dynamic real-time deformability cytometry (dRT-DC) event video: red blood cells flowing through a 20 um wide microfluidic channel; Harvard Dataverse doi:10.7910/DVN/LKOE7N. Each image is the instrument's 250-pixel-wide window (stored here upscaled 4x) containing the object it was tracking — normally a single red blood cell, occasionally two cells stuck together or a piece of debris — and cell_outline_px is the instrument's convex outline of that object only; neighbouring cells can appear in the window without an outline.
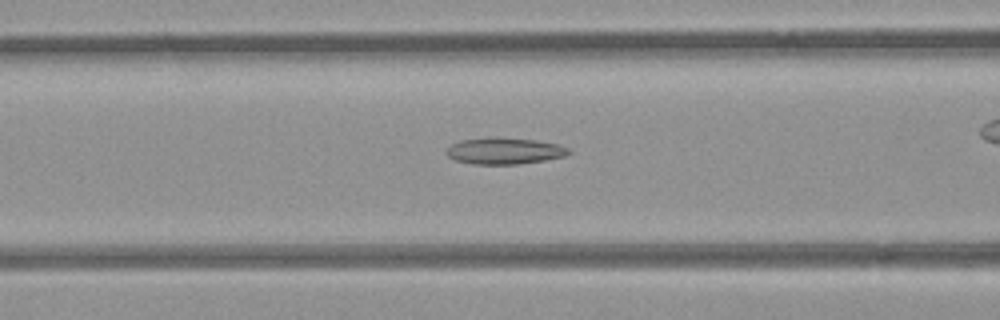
{"species": "common noctule bat (a hibernating species)", "species_latin": "Nyctalus noctula", "temperature_condition": "room temperature", "stored_images_in_passage": 44, "camera_frame_rate_fps": 3000, "um_per_image_px": 0.085, "animal": {"sex": "female", "body_mass_g": 21.9}, "frame": {"image": 1, "passage_image": 22, "time_ms": 7.0, "image_size_px": [1000, 320], "cell_outline_px": [[572, 152], [564, 156], [544, 160], [516, 164], [472, 164], [456, 160], [448, 156], [444, 152], [452, 144], [460, 140], [488, 136], [492, 136], [536, 140], [556, 144], [568, 148]], "centroid_in_image_um": [42.83, 12.81], "position_along_channel_um": 123.8, "area_um2": 18.96}}
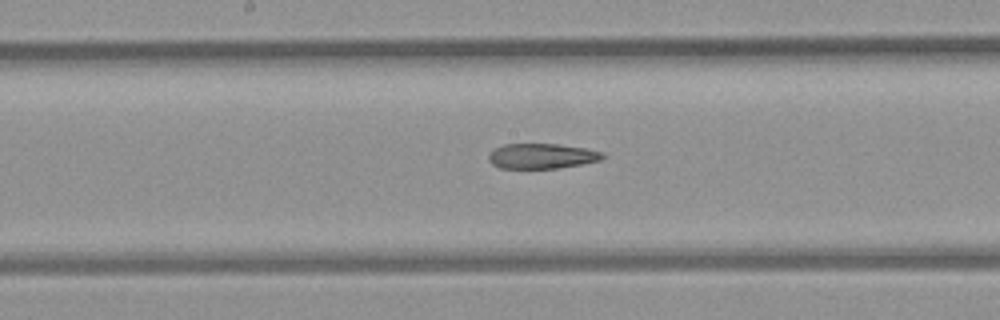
{"frame": {"image": 2, "passage_image": 28, "time_ms": 9.0, "image_size_px": [1000, 320], "cell_outline_px": [[604, 156], [600, 160], [560, 168], [500, 168], [492, 164], [488, 160], [488, 156], [492, 148], [504, 144], [556, 144], [584, 148], [604, 152]], "centroid_in_image_um": [46.0, 13.26], "position_along_channel_um": 202.2, "area_um2": 16.7}}
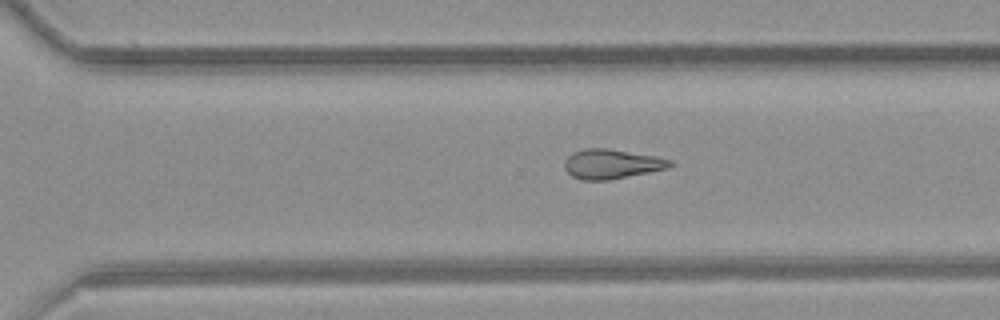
{"frame": {"image": 3, "passage_image": 37, "time_ms": 12.0, "image_size_px": [1000, 320], "cell_outline_px": [[676, 164], [668, 168], [608, 180], [580, 180], [572, 176], [564, 168], [564, 160], [572, 152], [584, 148], [608, 148], [656, 156], [672, 160]], "centroid_in_image_um": [51.98, 13.93], "position_along_channel_um": 318.6, "area_um2": 18.32}}